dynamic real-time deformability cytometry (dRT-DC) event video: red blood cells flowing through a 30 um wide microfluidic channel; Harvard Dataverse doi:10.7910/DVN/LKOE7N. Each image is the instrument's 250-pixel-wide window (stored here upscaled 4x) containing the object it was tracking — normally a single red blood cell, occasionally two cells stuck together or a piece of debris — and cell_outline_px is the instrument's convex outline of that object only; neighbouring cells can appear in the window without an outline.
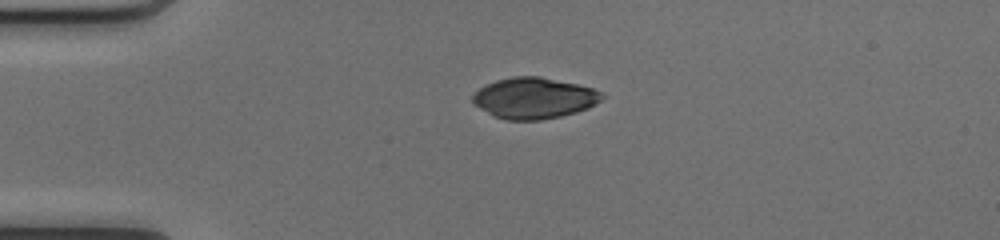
{"species": "common noctule bat (a hibernating species)", "species_latin": "Nyctalus noctula", "temperature_condition": "cold", "stored_images_in_passage": 38, "camera_frame_rate_fps": 3000, "um_per_image_px": 0.085, "animal": {"sex": "female", "body_mass_g": 17.0, "forearm_length_mm": 48.0}, "frame": {"image": 1, "passage_image": 1, "time_ms": 0.0, "image_size_px": [1000, 240], "cell_outline_px": [[604, 96], [600, 100], [588, 108], [576, 112], [560, 116], [540, 120], [508, 120], [492, 116], [472, 104], [472, 96], [480, 88], [496, 80], [512, 76], [540, 76], [576, 84], [592, 88], [604, 92]], "centroid_in_image_um": [45.37, 8.34], "position_along_channel_um": 39.6, "area_um2": 30.92}}
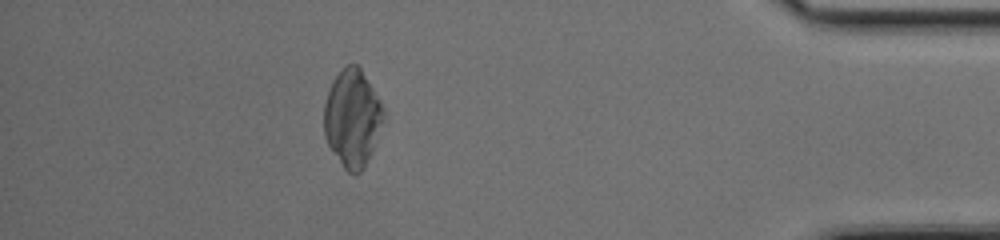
{"frame": {"image": 2, "passage_image": 33, "time_ms": 10.667, "image_size_px": [1000, 240], "cell_outline_px": [[384, 120], [364, 168], [356, 176], [352, 176], [344, 168], [328, 144], [324, 136], [324, 104], [328, 88], [332, 80], [348, 64], [356, 64], [360, 68], [380, 100], [384, 108]], "centroid_in_image_um": [29.94, 10.06], "position_along_channel_um": 405.3, "area_um2": 33.58}}